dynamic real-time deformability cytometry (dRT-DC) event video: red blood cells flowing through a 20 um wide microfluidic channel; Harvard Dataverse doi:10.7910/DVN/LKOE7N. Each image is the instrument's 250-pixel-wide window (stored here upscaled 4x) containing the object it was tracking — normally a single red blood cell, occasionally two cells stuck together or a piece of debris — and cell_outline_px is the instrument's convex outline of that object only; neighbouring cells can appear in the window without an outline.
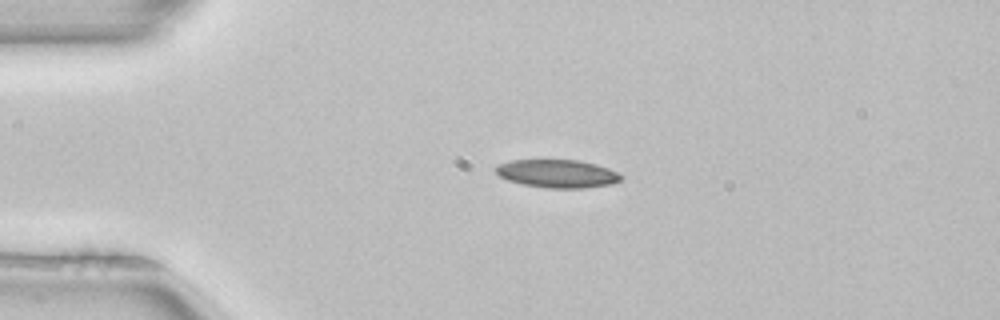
{"species": "common noctule bat (a hibernating species)", "species_latin": "Nyctalus noctula", "temperature_condition": "room temperature", "stored_images_in_passage": 41, "camera_frame_rate_fps": 3000, "um_per_image_px": 0.085, "animal": {"sex": "female", "body_mass_g": 22.7, "forearm_length_mm": 54.2}, "frame": {"image": 1, "passage_image": 1, "time_ms": 0.0, "image_size_px": [1000, 320], "cell_outline_px": [[624, 176], [620, 180], [612, 184], [584, 188], [548, 188], [524, 184], [508, 180], [500, 176], [496, 172], [496, 164], [512, 160], [580, 160], [596, 164], [608, 168]], "centroid_in_image_um": [47.39, 14.75], "position_along_channel_um": 37.6, "area_um2": 20.46}}
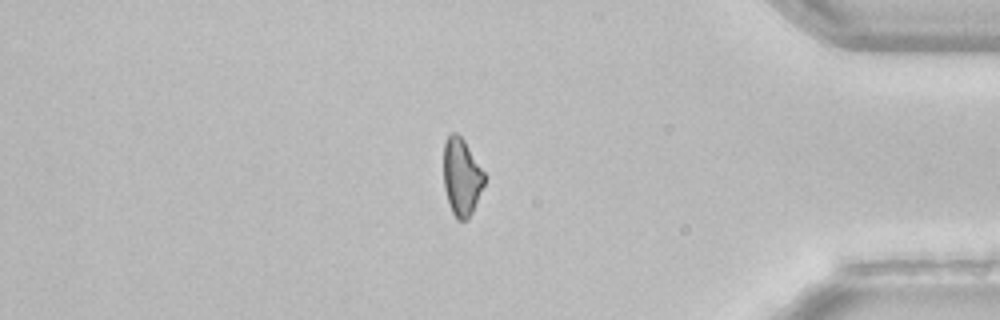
{"frame": {"image": 2, "passage_image": 33, "time_ms": 10.667, "image_size_px": [1000, 320], "cell_outline_px": [[488, 176], [472, 212], [468, 220], [456, 220], [452, 212], [444, 188], [444, 144], [448, 136], [452, 132], [456, 132], [464, 140]], "centroid_in_image_um": [39.26, 15.04], "position_along_channel_um": 395.9, "area_um2": 18.55}}